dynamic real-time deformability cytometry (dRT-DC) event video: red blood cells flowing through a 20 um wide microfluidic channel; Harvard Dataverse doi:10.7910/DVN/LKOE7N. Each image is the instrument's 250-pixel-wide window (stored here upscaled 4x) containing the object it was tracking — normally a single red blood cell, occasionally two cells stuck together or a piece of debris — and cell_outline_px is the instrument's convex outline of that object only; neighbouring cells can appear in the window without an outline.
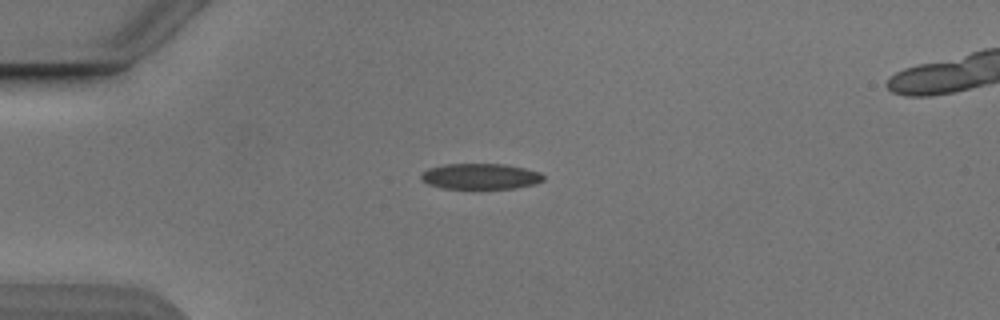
{"species": "Egyptian fruit bat (a non-hibernating species)", "species_latin": "Rousettus aegyptiacus", "temperature_condition": "cold", "stored_images_in_passage": 40, "camera_frame_rate_fps": 3000, "um_per_image_px": 0.085, "animal": {"sex": "male"}, "frame": {"image": 1, "passage_image": 1, "time_ms": 0.0, "image_size_px": [1000, 320], "cell_outline_px": [[540, 180], [528, 184], [504, 188], [452, 188], [436, 184], [424, 180], [424, 172], [436, 168], [460, 164], [492, 164], [516, 168], [536, 172], [540, 176]], "centroid_in_image_um": [40.82, 14.99], "position_along_channel_um": 44.2, "area_um2": 16.13}}
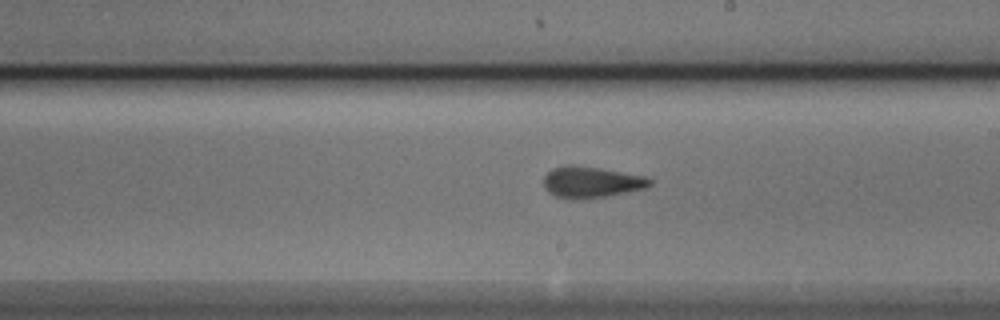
{"frame": {"image": 2, "passage_image": 18, "time_ms": 5.667, "image_size_px": [1000, 320], "cell_outline_px": [[648, 184], [636, 188], [588, 196], [564, 196], [548, 188], [544, 180], [556, 168], [580, 168], [608, 172], [648, 180]], "centroid_in_image_um": [50.12, 15.48], "position_along_channel_um": 238.9, "area_um2": 14.74}}
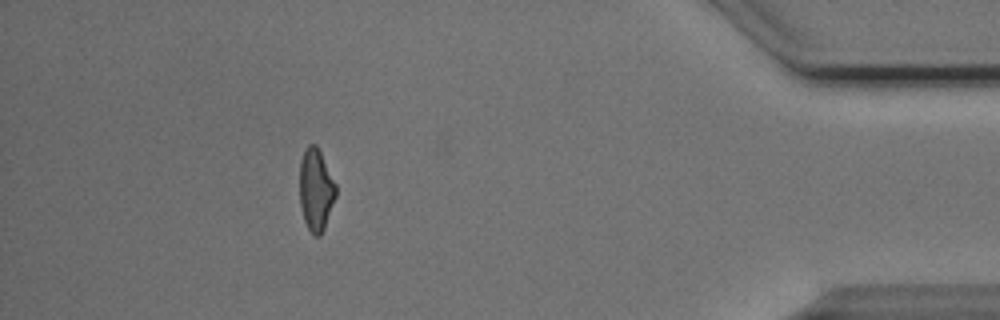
{"frame": {"image": 3, "passage_image": 35, "time_ms": 11.333, "image_size_px": [1000, 320], "cell_outline_px": [[336, 196], [324, 224], [320, 232], [316, 236], [308, 228], [304, 216], [300, 200], [300, 164], [304, 152], [312, 144], [320, 152], [336, 184]], "centroid_in_image_um": [26.85, 16.1], "position_along_channel_um": 408.3, "area_um2": 16.3}, "authors_computed_cell_mechanics": {"area_um2": 15.8661, "velocity_mm_per_s": 3.8736, "shape_relaxation_time_tau1_ms": null, "shape_relaxation_time_tau2_ms": 2.5898, "deformation_change_tau1": null, "deformation_change_tau2": 0.113}}